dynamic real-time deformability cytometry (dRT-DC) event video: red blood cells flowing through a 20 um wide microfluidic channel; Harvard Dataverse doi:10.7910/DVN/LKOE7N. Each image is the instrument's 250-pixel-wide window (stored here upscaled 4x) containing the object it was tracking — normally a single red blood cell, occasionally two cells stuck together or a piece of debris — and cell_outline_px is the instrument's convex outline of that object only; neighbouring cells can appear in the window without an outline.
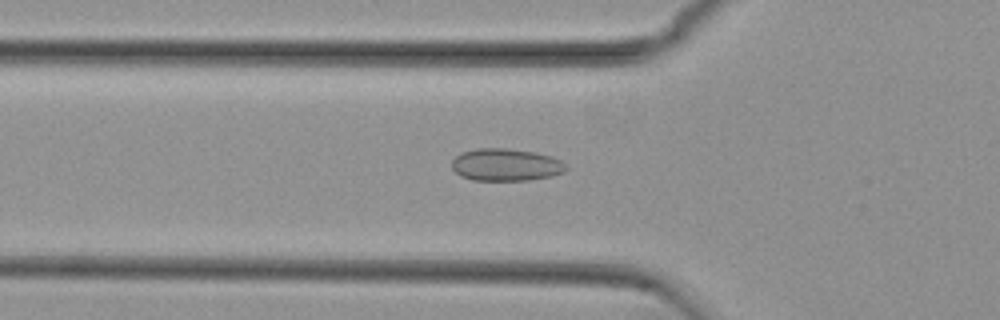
{"species": "common noctule bat (a hibernating species)", "species_latin": "Nyctalus noctula", "temperature_condition": "cold", "stored_images_in_passage": 55, "camera_frame_rate_fps": 3000, "um_per_image_px": 0.085, "animal": {"sex": "female", "body_mass_g": 29.2, "forearm_length_mm": 56.3}, "frame": {"image": 1, "passage_image": 19, "time_ms": 6.0, "image_size_px": [1000, 320], "cell_outline_px": [[568, 168], [564, 172], [552, 176], [528, 180], [472, 180], [460, 176], [452, 168], [452, 160], [460, 152], [476, 148], [504, 148], [536, 152], [552, 156], [560, 160]], "centroid_in_image_um": [42.99, 14.0], "position_along_channel_um": 82.8, "area_um2": 21.68}}
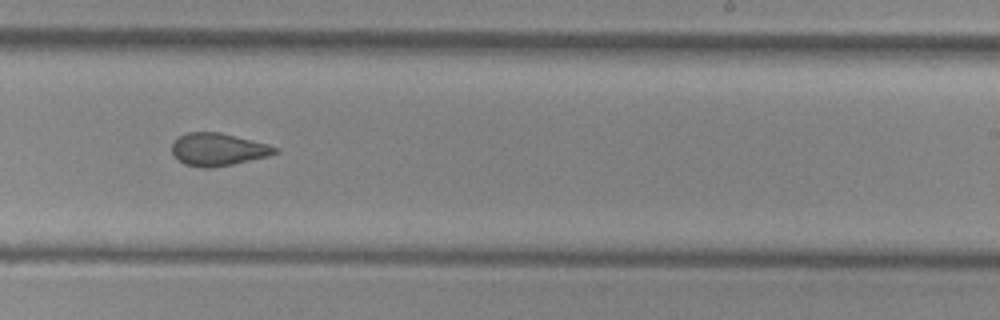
{"frame": {"image": 2, "passage_image": 34, "time_ms": 11.0, "image_size_px": [1000, 320], "cell_outline_px": [[280, 152], [268, 156], [232, 164], [212, 168], [200, 168], [184, 164], [172, 152], [172, 144], [180, 136], [188, 132], [220, 132], [268, 144], [280, 148]], "centroid_in_image_um": [18.57, 12.7], "position_along_channel_um": 270.4, "area_um2": 19.54}}
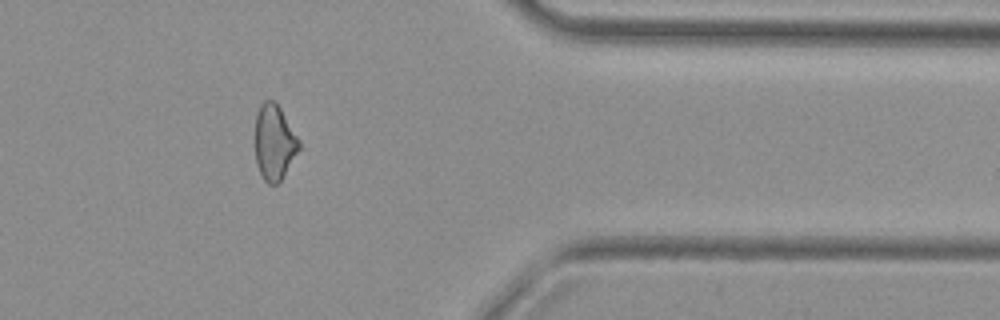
{"frame": {"image": 3, "passage_image": 45, "time_ms": 14.667, "image_size_px": [1000, 320], "cell_outline_px": [[300, 148], [280, 180], [276, 184], [268, 184], [264, 180], [256, 164], [256, 112], [260, 104], [264, 100], [272, 100], [280, 108], [300, 140]], "centroid_in_image_um": [23.31, 12.08], "position_along_channel_um": 388.1, "area_um2": 19.02}, "authors_computed_cell_mechanics": {"area_um2": 20.519, "velocity_mm_per_s": 3.7437, "shape_relaxation_time_tau1_ms": null, "shape_relaxation_time_tau2_ms": 2.0323, "deformation_change_tau1": null, "deformation_change_tau2": 0.0649}}